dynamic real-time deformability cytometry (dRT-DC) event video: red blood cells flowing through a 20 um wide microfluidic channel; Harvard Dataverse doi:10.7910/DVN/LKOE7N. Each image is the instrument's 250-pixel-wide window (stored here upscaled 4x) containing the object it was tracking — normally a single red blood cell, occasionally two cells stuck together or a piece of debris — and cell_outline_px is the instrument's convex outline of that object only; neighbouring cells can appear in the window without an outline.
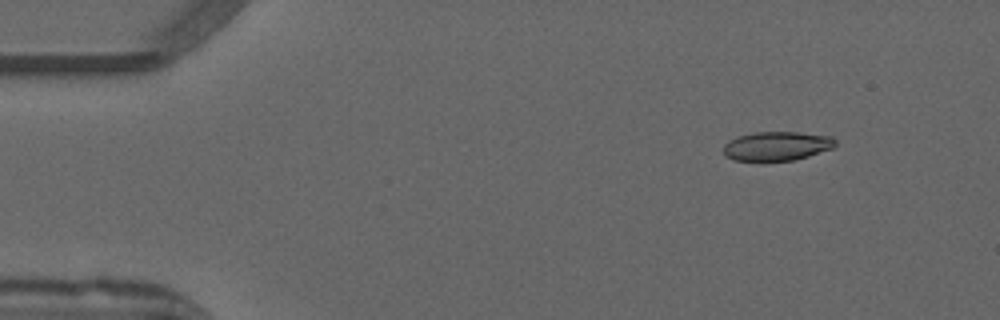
{"species": "common noctule bat (a hibernating species)", "species_latin": "Nyctalus noctula", "temperature_condition": "warm", "stored_images_in_passage": 50, "camera_frame_rate_fps": 3000, "um_per_image_px": 0.085, "animal": {"sex": "male", "forearm_length_mm": 52.5}, "frame": {"image": 1, "passage_image": 4, "time_ms": 1.0, "image_size_px": [1000, 320], "cell_outline_px": [[836, 148], [796, 160], [732, 160], [724, 156], [724, 144], [728, 140], [752, 132], [800, 132], [832, 136], [836, 140]], "centroid_in_image_um": [66.08, 12.41], "position_along_channel_um": 18.9, "area_um2": 19.19}}
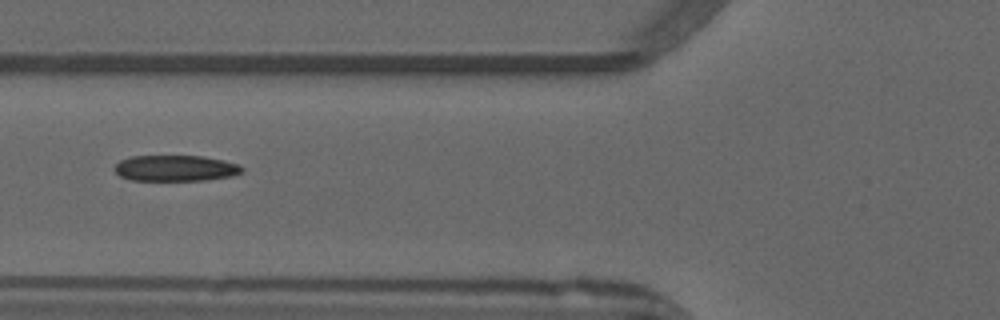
{"frame": {"image": 2, "passage_image": 18, "time_ms": 5.667, "image_size_px": [1000, 320], "cell_outline_px": [[244, 172], [232, 176], [204, 180], [132, 180], [120, 176], [112, 168], [120, 160], [128, 156], [204, 156], [224, 160], [236, 164], [244, 168]], "centroid_in_image_um": [14.91, 14.29], "position_along_channel_um": 110.9, "area_um2": 19.36}}
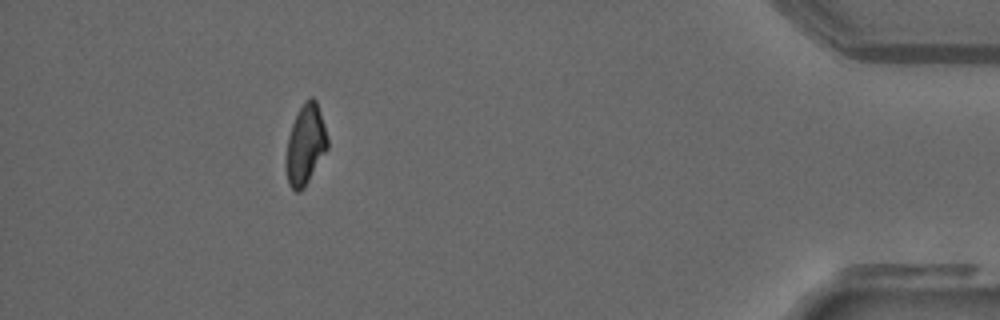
{"frame": {"image": 3, "passage_image": 45, "time_ms": 14.667, "image_size_px": [1000, 320], "cell_outline_px": [[328, 148], [304, 188], [300, 192], [296, 192], [288, 184], [288, 136], [292, 124], [304, 100], [312, 96], [316, 100], [328, 136]], "centroid_in_image_um": [26.0, 12.27], "position_along_channel_um": 409.2, "area_um2": 18.84}, "authors_computed_cell_mechanics": {"area_um2": 19.9988, "velocity_mm_per_s": 3.9534, "shape_relaxation_time_tau1_ms": 10.4775, "shape_relaxation_time_tau2_ms": 2.1269, "deformation_change_tau1": 0.2643, "deformation_change_tau2": 0.0861}}